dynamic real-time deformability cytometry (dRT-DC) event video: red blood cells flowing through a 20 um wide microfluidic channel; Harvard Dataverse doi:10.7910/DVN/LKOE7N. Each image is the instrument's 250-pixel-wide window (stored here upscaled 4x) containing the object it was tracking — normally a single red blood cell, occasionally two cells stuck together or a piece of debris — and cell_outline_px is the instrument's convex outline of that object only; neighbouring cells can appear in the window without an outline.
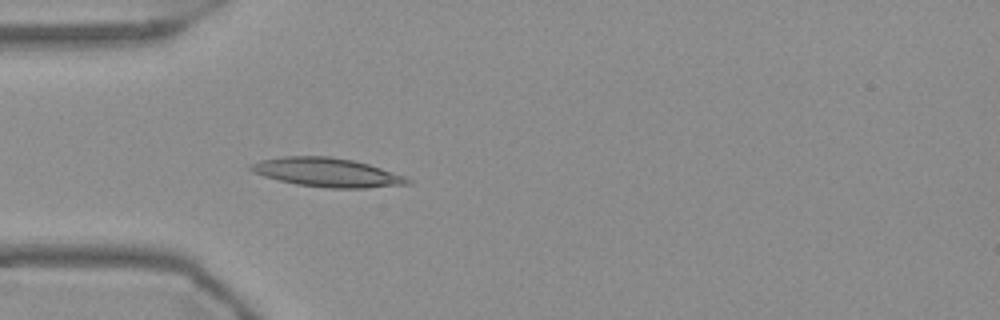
{"species": "Egyptian fruit bat (a non-hibernating species)", "species_latin": "Rousettus aegyptiacus", "temperature_condition": "warm", "stored_images_in_passage": 39, "camera_frame_rate_fps": 3000, "um_per_image_px": 0.085, "frame": {"image": 1, "passage_image": 1, "time_ms": 0.0, "image_size_px": [1000, 320], "cell_outline_px": [[412, 184], [368, 188], [328, 188], [296, 184], [264, 176], [248, 168], [248, 164], [260, 160], [284, 156], [328, 156], [352, 160], [368, 164], [404, 176], [412, 180]], "centroid_in_image_um": [27.81, 14.66], "position_along_channel_um": 57.2, "area_um2": 26.3}}
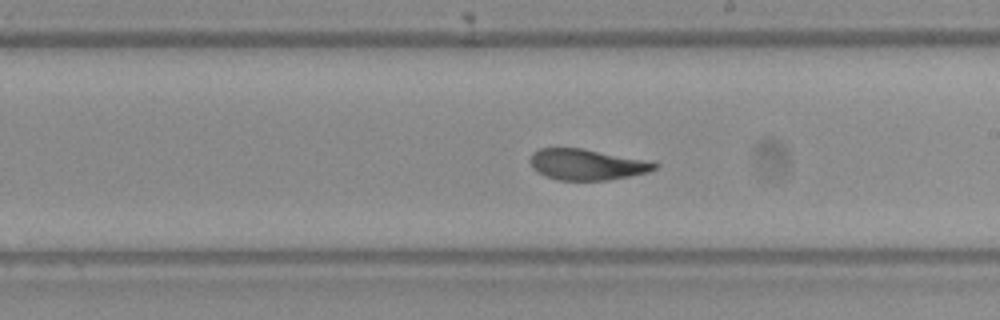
{"frame": {"image": 2, "passage_image": 16, "time_ms": 5.0, "image_size_px": [1000, 320], "cell_outline_px": [[660, 164], [656, 168], [648, 172], [608, 180], [556, 180], [544, 176], [532, 168], [528, 160], [532, 152], [540, 148], [584, 148], [652, 160]], "centroid_in_image_um": [49.89, 13.97], "position_along_channel_um": 239.1, "area_um2": 22.95}}
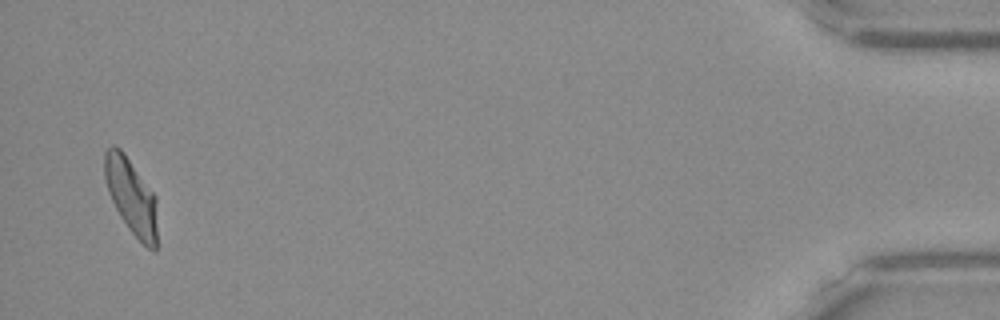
{"frame": {"image": 3, "passage_image": 38, "time_ms": 12.333, "image_size_px": [1000, 320], "cell_outline_px": [[156, 252], [148, 248], [128, 228], [120, 216], [108, 192], [104, 176], [104, 152], [112, 144], [116, 144], [124, 152], [156, 196]], "centroid_in_image_um": [11.14, 16.64], "position_along_channel_um": 424.1, "area_um2": 23.18}, "authors_computed_cell_mechanics": {"area_um2": 23.409, "velocity_mm_per_s": 3.7056, "shape_relaxation_time_tau1_ms": null, "shape_relaxation_time_tau2_ms": 1.914, "deformation_change_tau1": null, "deformation_change_tau2": 0.0798}}